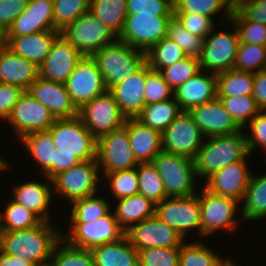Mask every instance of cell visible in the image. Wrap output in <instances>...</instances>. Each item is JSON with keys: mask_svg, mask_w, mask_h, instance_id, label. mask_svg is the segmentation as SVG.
Listing matches in <instances>:
<instances>
[{"mask_svg": "<svg viewBox=\"0 0 266 266\" xmlns=\"http://www.w3.org/2000/svg\"><path fill=\"white\" fill-rule=\"evenodd\" d=\"M59 229L53 222H42L29 229L0 231V252L19 256L35 266L49 265L54 247L62 238Z\"/></svg>", "mask_w": 266, "mask_h": 266, "instance_id": "1", "label": "cell"}, {"mask_svg": "<svg viewBox=\"0 0 266 266\" xmlns=\"http://www.w3.org/2000/svg\"><path fill=\"white\" fill-rule=\"evenodd\" d=\"M248 155L244 130L232 135L207 137L193 159L196 175L205 181L214 172L242 161Z\"/></svg>", "mask_w": 266, "mask_h": 266, "instance_id": "2", "label": "cell"}, {"mask_svg": "<svg viewBox=\"0 0 266 266\" xmlns=\"http://www.w3.org/2000/svg\"><path fill=\"white\" fill-rule=\"evenodd\" d=\"M91 57L96 62L108 91L147 63L146 52L120 40L106 45Z\"/></svg>", "mask_w": 266, "mask_h": 266, "instance_id": "3", "label": "cell"}, {"mask_svg": "<svg viewBox=\"0 0 266 266\" xmlns=\"http://www.w3.org/2000/svg\"><path fill=\"white\" fill-rule=\"evenodd\" d=\"M168 197L192 196L197 192L194 160L183 155L161 151L153 160Z\"/></svg>", "mask_w": 266, "mask_h": 266, "instance_id": "4", "label": "cell"}, {"mask_svg": "<svg viewBox=\"0 0 266 266\" xmlns=\"http://www.w3.org/2000/svg\"><path fill=\"white\" fill-rule=\"evenodd\" d=\"M99 172L97 160L81 161L70 169L59 172L51 179L53 195L57 194L69 203H73L97 194L102 184L100 183L102 176Z\"/></svg>", "mask_w": 266, "mask_h": 266, "instance_id": "5", "label": "cell"}, {"mask_svg": "<svg viewBox=\"0 0 266 266\" xmlns=\"http://www.w3.org/2000/svg\"><path fill=\"white\" fill-rule=\"evenodd\" d=\"M47 131L60 153L75 155L81 161L96 160L97 139L79 116L56 119Z\"/></svg>", "mask_w": 266, "mask_h": 266, "instance_id": "6", "label": "cell"}, {"mask_svg": "<svg viewBox=\"0 0 266 266\" xmlns=\"http://www.w3.org/2000/svg\"><path fill=\"white\" fill-rule=\"evenodd\" d=\"M198 199L201 208V237L212 236L215 232L237 230L239 219L236 214L240 202L231 197L220 196L207 190L200 189ZM239 205V206H238ZM218 230V231H217Z\"/></svg>", "mask_w": 266, "mask_h": 266, "instance_id": "7", "label": "cell"}, {"mask_svg": "<svg viewBox=\"0 0 266 266\" xmlns=\"http://www.w3.org/2000/svg\"><path fill=\"white\" fill-rule=\"evenodd\" d=\"M60 32L84 56H92L118 40V35L90 12L81 15Z\"/></svg>", "mask_w": 266, "mask_h": 266, "instance_id": "8", "label": "cell"}, {"mask_svg": "<svg viewBox=\"0 0 266 266\" xmlns=\"http://www.w3.org/2000/svg\"><path fill=\"white\" fill-rule=\"evenodd\" d=\"M155 216L173 227L186 240L187 234L195 228L201 237V208L198 193L192 196L165 198L155 204Z\"/></svg>", "mask_w": 266, "mask_h": 266, "instance_id": "9", "label": "cell"}, {"mask_svg": "<svg viewBox=\"0 0 266 266\" xmlns=\"http://www.w3.org/2000/svg\"><path fill=\"white\" fill-rule=\"evenodd\" d=\"M231 28L230 32L226 30L217 33L215 27L205 38L202 55L199 57L202 71L217 75L233 69L240 40L234 24Z\"/></svg>", "mask_w": 266, "mask_h": 266, "instance_id": "10", "label": "cell"}, {"mask_svg": "<svg viewBox=\"0 0 266 266\" xmlns=\"http://www.w3.org/2000/svg\"><path fill=\"white\" fill-rule=\"evenodd\" d=\"M68 227V233L62 234V238L72 246L87 250L116 242L125 236V231L119 226L113 210L94 222L69 223Z\"/></svg>", "mask_w": 266, "mask_h": 266, "instance_id": "11", "label": "cell"}, {"mask_svg": "<svg viewBox=\"0 0 266 266\" xmlns=\"http://www.w3.org/2000/svg\"><path fill=\"white\" fill-rule=\"evenodd\" d=\"M96 160L100 173L130 170L140 164L131 148L125 126L97 139Z\"/></svg>", "mask_w": 266, "mask_h": 266, "instance_id": "12", "label": "cell"}, {"mask_svg": "<svg viewBox=\"0 0 266 266\" xmlns=\"http://www.w3.org/2000/svg\"><path fill=\"white\" fill-rule=\"evenodd\" d=\"M56 121L50 110L25 90L6 120L16 139L33 132L47 131Z\"/></svg>", "mask_w": 266, "mask_h": 266, "instance_id": "13", "label": "cell"}, {"mask_svg": "<svg viewBox=\"0 0 266 266\" xmlns=\"http://www.w3.org/2000/svg\"><path fill=\"white\" fill-rule=\"evenodd\" d=\"M171 17L128 14L118 40L135 49L147 52L166 37Z\"/></svg>", "mask_w": 266, "mask_h": 266, "instance_id": "14", "label": "cell"}, {"mask_svg": "<svg viewBox=\"0 0 266 266\" xmlns=\"http://www.w3.org/2000/svg\"><path fill=\"white\" fill-rule=\"evenodd\" d=\"M77 110L108 90L96 62L84 56L64 83Z\"/></svg>", "mask_w": 266, "mask_h": 266, "instance_id": "15", "label": "cell"}, {"mask_svg": "<svg viewBox=\"0 0 266 266\" xmlns=\"http://www.w3.org/2000/svg\"><path fill=\"white\" fill-rule=\"evenodd\" d=\"M78 116L96 139L123 127L126 120L109 91L85 104Z\"/></svg>", "mask_w": 266, "mask_h": 266, "instance_id": "16", "label": "cell"}, {"mask_svg": "<svg viewBox=\"0 0 266 266\" xmlns=\"http://www.w3.org/2000/svg\"><path fill=\"white\" fill-rule=\"evenodd\" d=\"M165 152L194 159L205 137L188 111H182L161 133Z\"/></svg>", "mask_w": 266, "mask_h": 266, "instance_id": "17", "label": "cell"}, {"mask_svg": "<svg viewBox=\"0 0 266 266\" xmlns=\"http://www.w3.org/2000/svg\"><path fill=\"white\" fill-rule=\"evenodd\" d=\"M125 236L138 251L157 247L180 248L186 241L173 227L155 215L130 227Z\"/></svg>", "mask_w": 266, "mask_h": 266, "instance_id": "18", "label": "cell"}, {"mask_svg": "<svg viewBox=\"0 0 266 266\" xmlns=\"http://www.w3.org/2000/svg\"><path fill=\"white\" fill-rule=\"evenodd\" d=\"M250 154L242 161L227 165L226 167L214 172L209 176L203 185L207 190L214 194L231 197L242 202L251 173L247 159Z\"/></svg>", "mask_w": 266, "mask_h": 266, "instance_id": "19", "label": "cell"}, {"mask_svg": "<svg viewBox=\"0 0 266 266\" xmlns=\"http://www.w3.org/2000/svg\"><path fill=\"white\" fill-rule=\"evenodd\" d=\"M83 57L84 55L73 44L60 35L39 66V77L49 81L65 83Z\"/></svg>", "mask_w": 266, "mask_h": 266, "instance_id": "20", "label": "cell"}, {"mask_svg": "<svg viewBox=\"0 0 266 266\" xmlns=\"http://www.w3.org/2000/svg\"><path fill=\"white\" fill-rule=\"evenodd\" d=\"M189 113L205 138L232 135L243 131L218 97L192 108Z\"/></svg>", "mask_w": 266, "mask_h": 266, "instance_id": "21", "label": "cell"}, {"mask_svg": "<svg viewBox=\"0 0 266 266\" xmlns=\"http://www.w3.org/2000/svg\"><path fill=\"white\" fill-rule=\"evenodd\" d=\"M54 30L53 0H28L23 13L18 16L4 33V37H19Z\"/></svg>", "mask_w": 266, "mask_h": 266, "instance_id": "22", "label": "cell"}, {"mask_svg": "<svg viewBox=\"0 0 266 266\" xmlns=\"http://www.w3.org/2000/svg\"><path fill=\"white\" fill-rule=\"evenodd\" d=\"M46 181L35 180L16 183L12 188V199L35 213L43 222L52 221L50 205L53 201L52 180L44 176ZM44 182V183H43ZM49 182V183H48ZM50 209V210H49Z\"/></svg>", "mask_w": 266, "mask_h": 266, "instance_id": "23", "label": "cell"}, {"mask_svg": "<svg viewBox=\"0 0 266 266\" xmlns=\"http://www.w3.org/2000/svg\"><path fill=\"white\" fill-rule=\"evenodd\" d=\"M35 99L47 107L56 119L78 116L64 83L38 77L27 90Z\"/></svg>", "mask_w": 266, "mask_h": 266, "instance_id": "24", "label": "cell"}, {"mask_svg": "<svg viewBox=\"0 0 266 266\" xmlns=\"http://www.w3.org/2000/svg\"><path fill=\"white\" fill-rule=\"evenodd\" d=\"M174 98L181 111L192 108L217 98V76L200 71L174 90Z\"/></svg>", "mask_w": 266, "mask_h": 266, "instance_id": "25", "label": "cell"}, {"mask_svg": "<svg viewBox=\"0 0 266 266\" xmlns=\"http://www.w3.org/2000/svg\"><path fill=\"white\" fill-rule=\"evenodd\" d=\"M145 83L146 64L109 90L126 118H136L146 105Z\"/></svg>", "mask_w": 266, "mask_h": 266, "instance_id": "26", "label": "cell"}, {"mask_svg": "<svg viewBox=\"0 0 266 266\" xmlns=\"http://www.w3.org/2000/svg\"><path fill=\"white\" fill-rule=\"evenodd\" d=\"M60 35L58 30H44L26 36L4 37V45L13 53L40 66Z\"/></svg>", "mask_w": 266, "mask_h": 266, "instance_id": "27", "label": "cell"}, {"mask_svg": "<svg viewBox=\"0 0 266 266\" xmlns=\"http://www.w3.org/2000/svg\"><path fill=\"white\" fill-rule=\"evenodd\" d=\"M39 77V66L0 46V83L20 86L28 90Z\"/></svg>", "mask_w": 266, "mask_h": 266, "instance_id": "28", "label": "cell"}, {"mask_svg": "<svg viewBox=\"0 0 266 266\" xmlns=\"http://www.w3.org/2000/svg\"><path fill=\"white\" fill-rule=\"evenodd\" d=\"M124 126L127 128L131 148L139 163L152 162L163 150L159 131L143 125L136 118H126Z\"/></svg>", "mask_w": 266, "mask_h": 266, "instance_id": "29", "label": "cell"}, {"mask_svg": "<svg viewBox=\"0 0 266 266\" xmlns=\"http://www.w3.org/2000/svg\"><path fill=\"white\" fill-rule=\"evenodd\" d=\"M36 162L40 173L48 179L55 176V153L56 145L48 131L33 132L18 140ZM21 141V142H20Z\"/></svg>", "mask_w": 266, "mask_h": 266, "instance_id": "30", "label": "cell"}, {"mask_svg": "<svg viewBox=\"0 0 266 266\" xmlns=\"http://www.w3.org/2000/svg\"><path fill=\"white\" fill-rule=\"evenodd\" d=\"M95 266H139L138 250L124 236L122 239L90 250Z\"/></svg>", "mask_w": 266, "mask_h": 266, "instance_id": "31", "label": "cell"}, {"mask_svg": "<svg viewBox=\"0 0 266 266\" xmlns=\"http://www.w3.org/2000/svg\"><path fill=\"white\" fill-rule=\"evenodd\" d=\"M112 209L119 226L126 232L130 227L155 215V203L140 193L116 200Z\"/></svg>", "mask_w": 266, "mask_h": 266, "instance_id": "32", "label": "cell"}, {"mask_svg": "<svg viewBox=\"0 0 266 266\" xmlns=\"http://www.w3.org/2000/svg\"><path fill=\"white\" fill-rule=\"evenodd\" d=\"M241 205V221L266 219V172L259 176L251 174Z\"/></svg>", "mask_w": 266, "mask_h": 266, "instance_id": "33", "label": "cell"}, {"mask_svg": "<svg viewBox=\"0 0 266 266\" xmlns=\"http://www.w3.org/2000/svg\"><path fill=\"white\" fill-rule=\"evenodd\" d=\"M186 242L180 246L179 266H227L232 259L218 255L203 241Z\"/></svg>", "mask_w": 266, "mask_h": 266, "instance_id": "34", "label": "cell"}, {"mask_svg": "<svg viewBox=\"0 0 266 266\" xmlns=\"http://www.w3.org/2000/svg\"><path fill=\"white\" fill-rule=\"evenodd\" d=\"M175 98L145 105L136 117L143 125L162 133L181 113Z\"/></svg>", "mask_w": 266, "mask_h": 266, "instance_id": "35", "label": "cell"}, {"mask_svg": "<svg viewBox=\"0 0 266 266\" xmlns=\"http://www.w3.org/2000/svg\"><path fill=\"white\" fill-rule=\"evenodd\" d=\"M89 12L119 36L128 15L127 2L126 0H91Z\"/></svg>", "mask_w": 266, "mask_h": 266, "instance_id": "36", "label": "cell"}, {"mask_svg": "<svg viewBox=\"0 0 266 266\" xmlns=\"http://www.w3.org/2000/svg\"><path fill=\"white\" fill-rule=\"evenodd\" d=\"M97 194L71 203L68 223H91L107 215L112 210V203Z\"/></svg>", "mask_w": 266, "mask_h": 266, "instance_id": "37", "label": "cell"}, {"mask_svg": "<svg viewBox=\"0 0 266 266\" xmlns=\"http://www.w3.org/2000/svg\"><path fill=\"white\" fill-rule=\"evenodd\" d=\"M216 76L217 97L253 94L254 73L231 69Z\"/></svg>", "mask_w": 266, "mask_h": 266, "instance_id": "38", "label": "cell"}, {"mask_svg": "<svg viewBox=\"0 0 266 266\" xmlns=\"http://www.w3.org/2000/svg\"><path fill=\"white\" fill-rule=\"evenodd\" d=\"M0 213V231H16L35 227L43 221L29 209L10 198Z\"/></svg>", "mask_w": 266, "mask_h": 266, "instance_id": "39", "label": "cell"}, {"mask_svg": "<svg viewBox=\"0 0 266 266\" xmlns=\"http://www.w3.org/2000/svg\"><path fill=\"white\" fill-rule=\"evenodd\" d=\"M234 8V0H177L174 13H196L213 18L224 12L222 22L229 21Z\"/></svg>", "mask_w": 266, "mask_h": 266, "instance_id": "40", "label": "cell"}, {"mask_svg": "<svg viewBox=\"0 0 266 266\" xmlns=\"http://www.w3.org/2000/svg\"><path fill=\"white\" fill-rule=\"evenodd\" d=\"M147 63L152 70L160 71L186 57L183 49L167 36L146 52Z\"/></svg>", "mask_w": 266, "mask_h": 266, "instance_id": "41", "label": "cell"}, {"mask_svg": "<svg viewBox=\"0 0 266 266\" xmlns=\"http://www.w3.org/2000/svg\"><path fill=\"white\" fill-rule=\"evenodd\" d=\"M139 193L157 204L167 198L161 176L152 162L140 163L137 167Z\"/></svg>", "mask_w": 266, "mask_h": 266, "instance_id": "42", "label": "cell"}, {"mask_svg": "<svg viewBox=\"0 0 266 266\" xmlns=\"http://www.w3.org/2000/svg\"><path fill=\"white\" fill-rule=\"evenodd\" d=\"M49 266H95L90 250L70 245L61 238L54 247Z\"/></svg>", "mask_w": 266, "mask_h": 266, "instance_id": "43", "label": "cell"}, {"mask_svg": "<svg viewBox=\"0 0 266 266\" xmlns=\"http://www.w3.org/2000/svg\"><path fill=\"white\" fill-rule=\"evenodd\" d=\"M166 36L176 42L186 56L199 58L202 55L205 38L188 32L174 15L168 22Z\"/></svg>", "mask_w": 266, "mask_h": 266, "instance_id": "44", "label": "cell"}, {"mask_svg": "<svg viewBox=\"0 0 266 266\" xmlns=\"http://www.w3.org/2000/svg\"><path fill=\"white\" fill-rule=\"evenodd\" d=\"M226 111L230 113L235 122L244 130L258 114L260 109L256 106L252 95L218 97Z\"/></svg>", "mask_w": 266, "mask_h": 266, "instance_id": "45", "label": "cell"}, {"mask_svg": "<svg viewBox=\"0 0 266 266\" xmlns=\"http://www.w3.org/2000/svg\"><path fill=\"white\" fill-rule=\"evenodd\" d=\"M104 181H109L110 193L116 200L133 196L139 193V181L136 168L101 174Z\"/></svg>", "mask_w": 266, "mask_h": 266, "instance_id": "46", "label": "cell"}, {"mask_svg": "<svg viewBox=\"0 0 266 266\" xmlns=\"http://www.w3.org/2000/svg\"><path fill=\"white\" fill-rule=\"evenodd\" d=\"M266 60V45L239 43L233 69L257 73L264 70Z\"/></svg>", "mask_w": 266, "mask_h": 266, "instance_id": "47", "label": "cell"}, {"mask_svg": "<svg viewBox=\"0 0 266 266\" xmlns=\"http://www.w3.org/2000/svg\"><path fill=\"white\" fill-rule=\"evenodd\" d=\"M91 0H53L54 30L61 31L81 15L89 12Z\"/></svg>", "mask_w": 266, "mask_h": 266, "instance_id": "48", "label": "cell"}, {"mask_svg": "<svg viewBox=\"0 0 266 266\" xmlns=\"http://www.w3.org/2000/svg\"><path fill=\"white\" fill-rule=\"evenodd\" d=\"M200 71L199 58L186 56L175 64L162 68L159 72L162 74L166 83L175 90Z\"/></svg>", "mask_w": 266, "mask_h": 266, "instance_id": "49", "label": "cell"}, {"mask_svg": "<svg viewBox=\"0 0 266 266\" xmlns=\"http://www.w3.org/2000/svg\"><path fill=\"white\" fill-rule=\"evenodd\" d=\"M234 24L242 43L266 45V25L245 20L234 8L228 22Z\"/></svg>", "mask_w": 266, "mask_h": 266, "instance_id": "50", "label": "cell"}, {"mask_svg": "<svg viewBox=\"0 0 266 266\" xmlns=\"http://www.w3.org/2000/svg\"><path fill=\"white\" fill-rule=\"evenodd\" d=\"M146 105L162 102L174 97V90L166 83L159 71L152 70L146 63V83L144 92Z\"/></svg>", "mask_w": 266, "mask_h": 266, "instance_id": "51", "label": "cell"}, {"mask_svg": "<svg viewBox=\"0 0 266 266\" xmlns=\"http://www.w3.org/2000/svg\"><path fill=\"white\" fill-rule=\"evenodd\" d=\"M180 248H147L138 251L139 266H179Z\"/></svg>", "mask_w": 266, "mask_h": 266, "instance_id": "52", "label": "cell"}, {"mask_svg": "<svg viewBox=\"0 0 266 266\" xmlns=\"http://www.w3.org/2000/svg\"><path fill=\"white\" fill-rule=\"evenodd\" d=\"M128 14L173 16L174 5L168 0H126Z\"/></svg>", "mask_w": 266, "mask_h": 266, "instance_id": "53", "label": "cell"}, {"mask_svg": "<svg viewBox=\"0 0 266 266\" xmlns=\"http://www.w3.org/2000/svg\"><path fill=\"white\" fill-rule=\"evenodd\" d=\"M174 16L188 32L203 38H206L218 24L217 20L196 13H174Z\"/></svg>", "mask_w": 266, "mask_h": 266, "instance_id": "54", "label": "cell"}, {"mask_svg": "<svg viewBox=\"0 0 266 266\" xmlns=\"http://www.w3.org/2000/svg\"><path fill=\"white\" fill-rule=\"evenodd\" d=\"M248 127L250 132L246 134L245 131V137L249 154H254L255 149L259 147L262 148V151H266V110H260Z\"/></svg>", "mask_w": 266, "mask_h": 266, "instance_id": "55", "label": "cell"}, {"mask_svg": "<svg viewBox=\"0 0 266 266\" xmlns=\"http://www.w3.org/2000/svg\"><path fill=\"white\" fill-rule=\"evenodd\" d=\"M234 9L245 20L266 25V0H234Z\"/></svg>", "mask_w": 266, "mask_h": 266, "instance_id": "56", "label": "cell"}, {"mask_svg": "<svg viewBox=\"0 0 266 266\" xmlns=\"http://www.w3.org/2000/svg\"><path fill=\"white\" fill-rule=\"evenodd\" d=\"M28 0H0V31L4 34L26 9Z\"/></svg>", "mask_w": 266, "mask_h": 266, "instance_id": "57", "label": "cell"}, {"mask_svg": "<svg viewBox=\"0 0 266 266\" xmlns=\"http://www.w3.org/2000/svg\"><path fill=\"white\" fill-rule=\"evenodd\" d=\"M20 86L0 83V121L7 120L12 108L24 92Z\"/></svg>", "mask_w": 266, "mask_h": 266, "instance_id": "58", "label": "cell"}, {"mask_svg": "<svg viewBox=\"0 0 266 266\" xmlns=\"http://www.w3.org/2000/svg\"><path fill=\"white\" fill-rule=\"evenodd\" d=\"M256 106L260 110H266V71L260 70L254 73L253 94Z\"/></svg>", "mask_w": 266, "mask_h": 266, "instance_id": "59", "label": "cell"}, {"mask_svg": "<svg viewBox=\"0 0 266 266\" xmlns=\"http://www.w3.org/2000/svg\"><path fill=\"white\" fill-rule=\"evenodd\" d=\"M80 162L81 160L75 155L60 153L57 149V152L55 153V175H57L59 172L70 169Z\"/></svg>", "mask_w": 266, "mask_h": 266, "instance_id": "60", "label": "cell"}, {"mask_svg": "<svg viewBox=\"0 0 266 266\" xmlns=\"http://www.w3.org/2000/svg\"><path fill=\"white\" fill-rule=\"evenodd\" d=\"M0 266H35L19 256L6 255L0 252Z\"/></svg>", "mask_w": 266, "mask_h": 266, "instance_id": "61", "label": "cell"}, {"mask_svg": "<svg viewBox=\"0 0 266 266\" xmlns=\"http://www.w3.org/2000/svg\"><path fill=\"white\" fill-rule=\"evenodd\" d=\"M11 164H9V161L6 159H3L2 157H0V172L1 171H5L6 169H10Z\"/></svg>", "mask_w": 266, "mask_h": 266, "instance_id": "62", "label": "cell"}, {"mask_svg": "<svg viewBox=\"0 0 266 266\" xmlns=\"http://www.w3.org/2000/svg\"><path fill=\"white\" fill-rule=\"evenodd\" d=\"M4 44V34L0 31V46Z\"/></svg>", "mask_w": 266, "mask_h": 266, "instance_id": "63", "label": "cell"}, {"mask_svg": "<svg viewBox=\"0 0 266 266\" xmlns=\"http://www.w3.org/2000/svg\"><path fill=\"white\" fill-rule=\"evenodd\" d=\"M227 266H238L236 262H234L233 258L229 261Z\"/></svg>", "mask_w": 266, "mask_h": 266, "instance_id": "64", "label": "cell"}, {"mask_svg": "<svg viewBox=\"0 0 266 266\" xmlns=\"http://www.w3.org/2000/svg\"><path fill=\"white\" fill-rule=\"evenodd\" d=\"M170 3H172L173 5L177 2V0H168Z\"/></svg>", "mask_w": 266, "mask_h": 266, "instance_id": "65", "label": "cell"}, {"mask_svg": "<svg viewBox=\"0 0 266 266\" xmlns=\"http://www.w3.org/2000/svg\"><path fill=\"white\" fill-rule=\"evenodd\" d=\"M264 70L266 71V60H265Z\"/></svg>", "mask_w": 266, "mask_h": 266, "instance_id": "66", "label": "cell"}]
</instances>
